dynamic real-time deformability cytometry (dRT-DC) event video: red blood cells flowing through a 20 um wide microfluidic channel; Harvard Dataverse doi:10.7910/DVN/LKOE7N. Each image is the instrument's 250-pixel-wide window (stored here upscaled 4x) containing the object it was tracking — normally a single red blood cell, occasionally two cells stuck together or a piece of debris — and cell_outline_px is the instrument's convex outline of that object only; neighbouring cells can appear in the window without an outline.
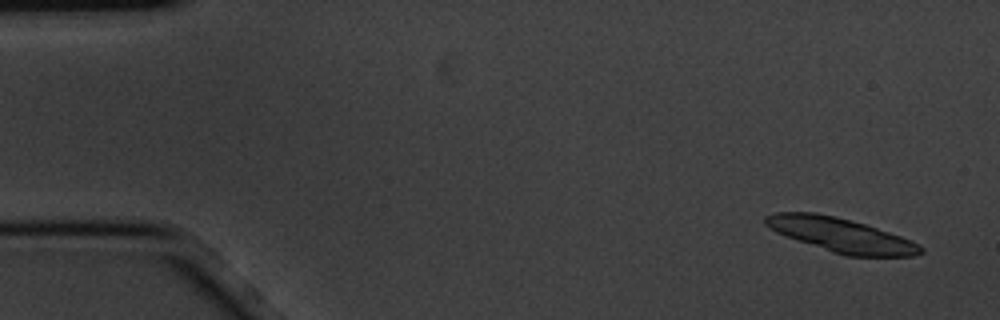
{"species": "common noctule bat (a hibernating species)", "species_latin": "Nyctalus noctula", "temperature_condition": "cold", "stored_images_in_passage": 5, "camera_frame_rate_fps": 3000, "um_per_image_px": 0.085, "animal": {"sex": "male", "body_mass_g": 20.1, "forearm_length_mm": 53.5}, "frame": {"image": 1, "passage_image": 1, "time_ms": 0.0, "image_size_px": [1000, 320], "cell_outline_px": [[924, 252], [912, 256], [844, 256], [784, 236], [768, 228], [764, 224], [764, 216], [776, 212], [816, 212], [836, 216], [864, 224], [912, 240], [920, 244], [924, 248]], "centroid_in_image_um": [71.45, 19.98], "position_along_channel_um": 13.6, "area_um2": 30.98}}